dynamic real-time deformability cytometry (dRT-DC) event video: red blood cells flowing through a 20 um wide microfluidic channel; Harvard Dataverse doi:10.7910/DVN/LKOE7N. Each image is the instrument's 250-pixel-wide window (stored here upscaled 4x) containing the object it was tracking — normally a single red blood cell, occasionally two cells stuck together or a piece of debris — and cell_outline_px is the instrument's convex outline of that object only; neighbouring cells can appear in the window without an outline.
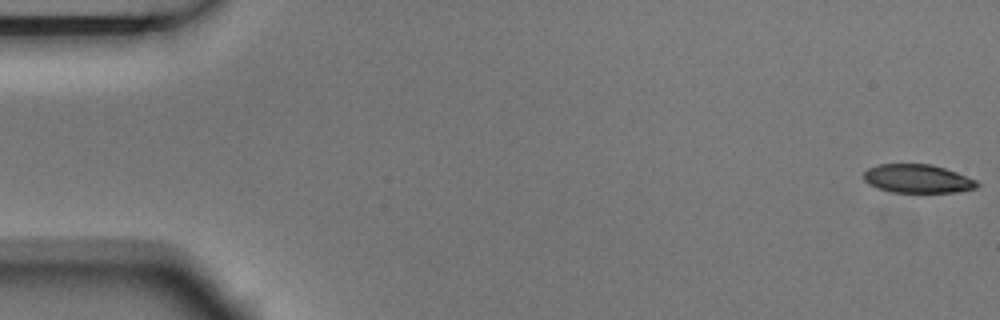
{"species": "Egyptian fruit bat (a non-hibernating species)", "species_latin": "Rousettus aegyptiacus", "temperature_condition": "room temperature", "stored_images_in_passage": 5, "camera_frame_rate_fps": 3000, "um_per_image_px": 0.085, "animal": {"sex": "male"}, "frame": {"image": 1, "passage_image": 1, "time_ms": 0.0, "image_size_px": [1000, 320], "cell_outline_px": [[980, 184], [976, 188], [956, 192], [888, 192], [876, 188], [868, 184], [864, 180], [864, 172], [868, 168], [880, 164], [932, 164], [956, 172], [976, 180]], "centroid_in_image_um": [77.97, 15.19], "position_along_channel_um": 7.0, "area_um2": 18.9}}
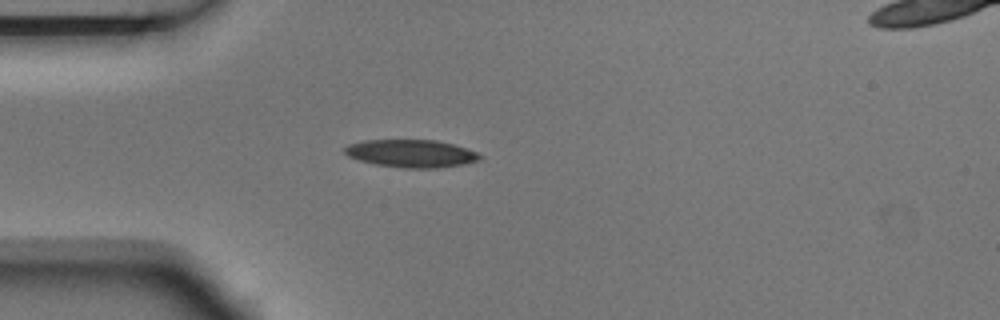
{"frame": {"image": 2, "passage_image": 5, "time_ms": 1.333, "image_size_px": [1000, 320], "cell_outline_px": [[480, 160], [464, 164], [436, 168], [404, 168], [376, 164], [360, 160], [348, 156], [344, 152], [344, 148], [348, 144], [364, 140], [436, 140], [452, 144], [476, 152], [480, 156]], "centroid_in_image_um": [34.92, 13.04], "position_along_channel_um": 50.1, "area_um2": 21.62}}